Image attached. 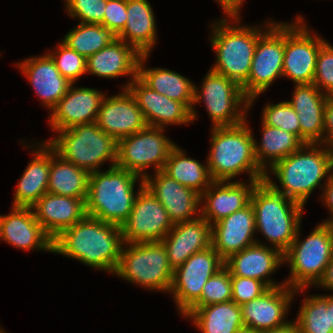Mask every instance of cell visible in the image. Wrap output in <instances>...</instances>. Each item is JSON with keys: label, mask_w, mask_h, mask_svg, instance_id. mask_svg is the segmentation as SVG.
<instances>
[{"label": "cell", "mask_w": 333, "mask_h": 333, "mask_svg": "<svg viewBox=\"0 0 333 333\" xmlns=\"http://www.w3.org/2000/svg\"><path fill=\"white\" fill-rule=\"evenodd\" d=\"M123 242L119 226L86 215L53 240V252L115 273Z\"/></svg>", "instance_id": "1"}, {"label": "cell", "mask_w": 333, "mask_h": 333, "mask_svg": "<svg viewBox=\"0 0 333 333\" xmlns=\"http://www.w3.org/2000/svg\"><path fill=\"white\" fill-rule=\"evenodd\" d=\"M245 121L234 126L213 127L207 166L213 181H229L241 172L251 180H265L267 171L257 163L254 138Z\"/></svg>", "instance_id": "2"}, {"label": "cell", "mask_w": 333, "mask_h": 333, "mask_svg": "<svg viewBox=\"0 0 333 333\" xmlns=\"http://www.w3.org/2000/svg\"><path fill=\"white\" fill-rule=\"evenodd\" d=\"M319 149L309 143L276 162L271 170L278 178L283 190L266 174L265 180L277 191L304 206L312 191L321 185V180L333 170V146ZM304 149H309L306 152Z\"/></svg>", "instance_id": "3"}, {"label": "cell", "mask_w": 333, "mask_h": 333, "mask_svg": "<svg viewBox=\"0 0 333 333\" xmlns=\"http://www.w3.org/2000/svg\"><path fill=\"white\" fill-rule=\"evenodd\" d=\"M138 175L117 166L89 173L86 214L119 227L129 217Z\"/></svg>", "instance_id": "4"}, {"label": "cell", "mask_w": 333, "mask_h": 333, "mask_svg": "<svg viewBox=\"0 0 333 333\" xmlns=\"http://www.w3.org/2000/svg\"><path fill=\"white\" fill-rule=\"evenodd\" d=\"M250 203L256 230L284 254L297 235L304 206L277 192L266 180L256 184Z\"/></svg>", "instance_id": "5"}, {"label": "cell", "mask_w": 333, "mask_h": 333, "mask_svg": "<svg viewBox=\"0 0 333 333\" xmlns=\"http://www.w3.org/2000/svg\"><path fill=\"white\" fill-rule=\"evenodd\" d=\"M57 133L58 137L47 144L62 159L88 173L98 171L106 160L112 161V167L116 166L118 142L96 123L76 125Z\"/></svg>", "instance_id": "6"}, {"label": "cell", "mask_w": 333, "mask_h": 333, "mask_svg": "<svg viewBox=\"0 0 333 333\" xmlns=\"http://www.w3.org/2000/svg\"><path fill=\"white\" fill-rule=\"evenodd\" d=\"M298 235L299 229L289 249L283 254V261L291 265V276L285 284L302 290L310 284L317 285L333 257V227L325 221L302 242H299Z\"/></svg>", "instance_id": "7"}, {"label": "cell", "mask_w": 333, "mask_h": 333, "mask_svg": "<svg viewBox=\"0 0 333 333\" xmlns=\"http://www.w3.org/2000/svg\"><path fill=\"white\" fill-rule=\"evenodd\" d=\"M226 19L216 23L211 39L217 62L211 68L242 87L250 74L256 43L264 33L256 27L227 25ZM262 32V33H261Z\"/></svg>", "instance_id": "8"}, {"label": "cell", "mask_w": 333, "mask_h": 333, "mask_svg": "<svg viewBox=\"0 0 333 333\" xmlns=\"http://www.w3.org/2000/svg\"><path fill=\"white\" fill-rule=\"evenodd\" d=\"M122 247L116 275L146 288L170 291L173 273L162 241L130 243Z\"/></svg>", "instance_id": "9"}, {"label": "cell", "mask_w": 333, "mask_h": 333, "mask_svg": "<svg viewBox=\"0 0 333 333\" xmlns=\"http://www.w3.org/2000/svg\"><path fill=\"white\" fill-rule=\"evenodd\" d=\"M163 130L147 126L141 131L120 139L116 166L137 174L141 178L147 176L143 171L151 165L155 167V172L163 170L168 156L176 146L162 134Z\"/></svg>", "instance_id": "10"}, {"label": "cell", "mask_w": 333, "mask_h": 333, "mask_svg": "<svg viewBox=\"0 0 333 333\" xmlns=\"http://www.w3.org/2000/svg\"><path fill=\"white\" fill-rule=\"evenodd\" d=\"M202 85L201 93L194 87L193 103L205 101L214 127L234 126L246 121L245 111L250 107V100L236 82L210 69ZM242 103L245 104L243 111L238 109Z\"/></svg>", "instance_id": "11"}, {"label": "cell", "mask_w": 333, "mask_h": 333, "mask_svg": "<svg viewBox=\"0 0 333 333\" xmlns=\"http://www.w3.org/2000/svg\"><path fill=\"white\" fill-rule=\"evenodd\" d=\"M267 29L268 32L258 38L250 74L241 87L250 100V107L256 96L263 93L275 78L283 76L284 23H272Z\"/></svg>", "instance_id": "12"}, {"label": "cell", "mask_w": 333, "mask_h": 333, "mask_svg": "<svg viewBox=\"0 0 333 333\" xmlns=\"http://www.w3.org/2000/svg\"><path fill=\"white\" fill-rule=\"evenodd\" d=\"M124 244L161 241L173 228L169 215L157 198L141 185L135 197L132 211L121 225Z\"/></svg>", "instance_id": "13"}, {"label": "cell", "mask_w": 333, "mask_h": 333, "mask_svg": "<svg viewBox=\"0 0 333 333\" xmlns=\"http://www.w3.org/2000/svg\"><path fill=\"white\" fill-rule=\"evenodd\" d=\"M223 266L224 260L211 246L191 255L174 270L170 292L182 315L200 299L207 280Z\"/></svg>", "instance_id": "14"}, {"label": "cell", "mask_w": 333, "mask_h": 333, "mask_svg": "<svg viewBox=\"0 0 333 333\" xmlns=\"http://www.w3.org/2000/svg\"><path fill=\"white\" fill-rule=\"evenodd\" d=\"M302 20L298 17L295 24L284 23L283 76L292 79L296 85L313 83L317 54L325 43L321 38L311 36L301 25Z\"/></svg>", "instance_id": "15"}, {"label": "cell", "mask_w": 333, "mask_h": 333, "mask_svg": "<svg viewBox=\"0 0 333 333\" xmlns=\"http://www.w3.org/2000/svg\"><path fill=\"white\" fill-rule=\"evenodd\" d=\"M297 289L288 287L285 283L278 287L268 288L258 298L241 305L244 327L259 332L270 331L282 327L283 317Z\"/></svg>", "instance_id": "16"}, {"label": "cell", "mask_w": 333, "mask_h": 333, "mask_svg": "<svg viewBox=\"0 0 333 333\" xmlns=\"http://www.w3.org/2000/svg\"><path fill=\"white\" fill-rule=\"evenodd\" d=\"M124 89L132 95L150 127L164 129L166 124H188L192 121L191 111L183 103L156 92L138 76Z\"/></svg>", "instance_id": "17"}, {"label": "cell", "mask_w": 333, "mask_h": 333, "mask_svg": "<svg viewBox=\"0 0 333 333\" xmlns=\"http://www.w3.org/2000/svg\"><path fill=\"white\" fill-rule=\"evenodd\" d=\"M95 123L117 142L148 126L142 111L127 89L116 96L107 99L104 97Z\"/></svg>", "instance_id": "18"}, {"label": "cell", "mask_w": 333, "mask_h": 333, "mask_svg": "<svg viewBox=\"0 0 333 333\" xmlns=\"http://www.w3.org/2000/svg\"><path fill=\"white\" fill-rule=\"evenodd\" d=\"M154 179L144 177V186L157 198L174 224L194 220L201 195L170 178L162 170L155 172ZM191 217V218H190Z\"/></svg>", "instance_id": "19"}, {"label": "cell", "mask_w": 333, "mask_h": 333, "mask_svg": "<svg viewBox=\"0 0 333 333\" xmlns=\"http://www.w3.org/2000/svg\"><path fill=\"white\" fill-rule=\"evenodd\" d=\"M255 231V213L250 203L211 225V246L226 260L230 255L257 243L252 237Z\"/></svg>", "instance_id": "20"}, {"label": "cell", "mask_w": 333, "mask_h": 333, "mask_svg": "<svg viewBox=\"0 0 333 333\" xmlns=\"http://www.w3.org/2000/svg\"><path fill=\"white\" fill-rule=\"evenodd\" d=\"M72 85L52 109L50 125L55 131L96 122L105 95L91 88L74 89Z\"/></svg>", "instance_id": "21"}, {"label": "cell", "mask_w": 333, "mask_h": 333, "mask_svg": "<svg viewBox=\"0 0 333 333\" xmlns=\"http://www.w3.org/2000/svg\"><path fill=\"white\" fill-rule=\"evenodd\" d=\"M32 209L36 220L52 240L87 215L83 199L48 192Z\"/></svg>", "instance_id": "22"}, {"label": "cell", "mask_w": 333, "mask_h": 333, "mask_svg": "<svg viewBox=\"0 0 333 333\" xmlns=\"http://www.w3.org/2000/svg\"><path fill=\"white\" fill-rule=\"evenodd\" d=\"M32 207H14L0 216V239L23 250L32 248L53 252V240L36 220Z\"/></svg>", "instance_id": "23"}, {"label": "cell", "mask_w": 333, "mask_h": 333, "mask_svg": "<svg viewBox=\"0 0 333 333\" xmlns=\"http://www.w3.org/2000/svg\"><path fill=\"white\" fill-rule=\"evenodd\" d=\"M259 181L262 180H251L248 186L242 182L229 181L227 183L226 181L224 184V181H213L201 194V200L205 198L207 202L200 209L202 210L200 216L212 225L222 218L242 210L250 204L253 189Z\"/></svg>", "instance_id": "24"}, {"label": "cell", "mask_w": 333, "mask_h": 333, "mask_svg": "<svg viewBox=\"0 0 333 333\" xmlns=\"http://www.w3.org/2000/svg\"><path fill=\"white\" fill-rule=\"evenodd\" d=\"M211 225L201 216L174 224L161 240L167 249L172 269L181 266L191 255L211 247Z\"/></svg>", "instance_id": "25"}, {"label": "cell", "mask_w": 333, "mask_h": 333, "mask_svg": "<svg viewBox=\"0 0 333 333\" xmlns=\"http://www.w3.org/2000/svg\"><path fill=\"white\" fill-rule=\"evenodd\" d=\"M294 95L288 103L298 114L301 128V141L304 144H323L324 109L326 94H323L313 83L295 85ZM322 141V142H321Z\"/></svg>", "instance_id": "26"}, {"label": "cell", "mask_w": 333, "mask_h": 333, "mask_svg": "<svg viewBox=\"0 0 333 333\" xmlns=\"http://www.w3.org/2000/svg\"><path fill=\"white\" fill-rule=\"evenodd\" d=\"M282 262H284L283 254L278 249L273 250V248L270 249L257 242L230 255L224 260V266L231 276L260 280L268 288H271L281 285H277L269 279L266 280L265 277L273 273Z\"/></svg>", "instance_id": "27"}, {"label": "cell", "mask_w": 333, "mask_h": 333, "mask_svg": "<svg viewBox=\"0 0 333 333\" xmlns=\"http://www.w3.org/2000/svg\"><path fill=\"white\" fill-rule=\"evenodd\" d=\"M43 104L51 111L68 92L71 82L63 77L49 54L29 58L19 64Z\"/></svg>", "instance_id": "28"}, {"label": "cell", "mask_w": 333, "mask_h": 333, "mask_svg": "<svg viewBox=\"0 0 333 333\" xmlns=\"http://www.w3.org/2000/svg\"><path fill=\"white\" fill-rule=\"evenodd\" d=\"M141 54L127 42L116 39L110 45L86 58V72L100 77L115 78L121 75L138 76Z\"/></svg>", "instance_id": "29"}, {"label": "cell", "mask_w": 333, "mask_h": 333, "mask_svg": "<svg viewBox=\"0 0 333 333\" xmlns=\"http://www.w3.org/2000/svg\"><path fill=\"white\" fill-rule=\"evenodd\" d=\"M127 21L117 38L133 46L141 55H149L156 42L155 17L147 0H127ZM126 41V40H128Z\"/></svg>", "instance_id": "30"}, {"label": "cell", "mask_w": 333, "mask_h": 333, "mask_svg": "<svg viewBox=\"0 0 333 333\" xmlns=\"http://www.w3.org/2000/svg\"><path fill=\"white\" fill-rule=\"evenodd\" d=\"M148 55H141L138 63V77L151 89L172 100L183 103L190 111L192 121L196 118L194 111V87L190 80L168 69H144L143 62ZM193 104V105H192Z\"/></svg>", "instance_id": "31"}, {"label": "cell", "mask_w": 333, "mask_h": 333, "mask_svg": "<svg viewBox=\"0 0 333 333\" xmlns=\"http://www.w3.org/2000/svg\"><path fill=\"white\" fill-rule=\"evenodd\" d=\"M41 148L36 151V155L18 183L14 196V207H32L48 192L50 146L44 143Z\"/></svg>", "instance_id": "32"}, {"label": "cell", "mask_w": 333, "mask_h": 333, "mask_svg": "<svg viewBox=\"0 0 333 333\" xmlns=\"http://www.w3.org/2000/svg\"><path fill=\"white\" fill-rule=\"evenodd\" d=\"M191 317L202 333H238L244 329L241 307L233 301L190 308Z\"/></svg>", "instance_id": "33"}, {"label": "cell", "mask_w": 333, "mask_h": 333, "mask_svg": "<svg viewBox=\"0 0 333 333\" xmlns=\"http://www.w3.org/2000/svg\"><path fill=\"white\" fill-rule=\"evenodd\" d=\"M56 156L58 157L55 161ZM89 173L62 159L50 147L48 193L86 200Z\"/></svg>", "instance_id": "34"}, {"label": "cell", "mask_w": 333, "mask_h": 333, "mask_svg": "<svg viewBox=\"0 0 333 333\" xmlns=\"http://www.w3.org/2000/svg\"><path fill=\"white\" fill-rule=\"evenodd\" d=\"M162 171L170 178L195 190L200 195L213 182L208 166L202 165L195 159L187 158L178 146H175L171 151Z\"/></svg>", "instance_id": "35"}, {"label": "cell", "mask_w": 333, "mask_h": 333, "mask_svg": "<svg viewBox=\"0 0 333 333\" xmlns=\"http://www.w3.org/2000/svg\"><path fill=\"white\" fill-rule=\"evenodd\" d=\"M263 124V135L260 146L254 141V153L258 165L264 170L266 166L265 157L270 161L269 166L286 158L291 153L299 150L305 144L294 134L280 128Z\"/></svg>", "instance_id": "36"}, {"label": "cell", "mask_w": 333, "mask_h": 333, "mask_svg": "<svg viewBox=\"0 0 333 333\" xmlns=\"http://www.w3.org/2000/svg\"><path fill=\"white\" fill-rule=\"evenodd\" d=\"M117 38L108 27L101 24L80 23L63 39V43L85 58L113 43Z\"/></svg>", "instance_id": "37"}, {"label": "cell", "mask_w": 333, "mask_h": 333, "mask_svg": "<svg viewBox=\"0 0 333 333\" xmlns=\"http://www.w3.org/2000/svg\"><path fill=\"white\" fill-rule=\"evenodd\" d=\"M297 316L299 333H333L330 326L328 296H313L304 299Z\"/></svg>", "instance_id": "38"}, {"label": "cell", "mask_w": 333, "mask_h": 333, "mask_svg": "<svg viewBox=\"0 0 333 333\" xmlns=\"http://www.w3.org/2000/svg\"><path fill=\"white\" fill-rule=\"evenodd\" d=\"M232 301L231 274L223 266L203 286L200 299L191 308Z\"/></svg>", "instance_id": "39"}, {"label": "cell", "mask_w": 333, "mask_h": 333, "mask_svg": "<svg viewBox=\"0 0 333 333\" xmlns=\"http://www.w3.org/2000/svg\"><path fill=\"white\" fill-rule=\"evenodd\" d=\"M262 115V123L292 133L301 140L298 114L288 102H281L274 105L268 104L263 109Z\"/></svg>", "instance_id": "40"}, {"label": "cell", "mask_w": 333, "mask_h": 333, "mask_svg": "<svg viewBox=\"0 0 333 333\" xmlns=\"http://www.w3.org/2000/svg\"><path fill=\"white\" fill-rule=\"evenodd\" d=\"M57 50L49 55L54 60L61 75L74 83L82 74L86 73V58L63 42L59 44Z\"/></svg>", "instance_id": "41"}, {"label": "cell", "mask_w": 333, "mask_h": 333, "mask_svg": "<svg viewBox=\"0 0 333 333\" xmlns=\"http://www.w3.org/2000/svg\"><path fill=\"white\" fill-rule=\"evenodd\" d=\"M68 14L79 17L80 23L101 24L107 0H66Z\"/></svg>", "instance_id": "42"}, {"label": "cell", "mask_w": 333, "mask_h": 333, "mask_svg": "<svg viewBox=\"0 0 333 333\" xmlns=\"http://www.w3.org/2000/svg\"><path fill=\"white\" fill-rule=\"evenodd\" d=\"M313 84L321 91L333 94V47L325 42L319 49ZM322 88H321V87Z\"/></svg>", "instance_id": "43"}, {"label": "cell", "mask_w": 333, "mask_h": 333, "mask_svg": "<svg viewBox=\"0 0 333 333\" xmlns=\"http://www.w3.org/2000/svg\"><path fill=\"white\" fill-rule=\"evenodd\" d=\"M232 301L241 306L258 298L268 287L260 280L241 276H231Z\"/></svg>", "instance_id": "44"}, {"label": "cell", "mask_w": 333, "mask_h": 333, "mask_svg": "<svg viewBox=\"0 0 333 333\" xmlns=\"http://www.w3.org/2000/svg\"><path fill=\"white\" fill-rule=\"evenodd\" d=\"M127 15V0H107L103 26L118 35L125 27Z\"/></svg>", "instance_id": "45"}, {"label": "cell", "mask_w": 333, "mask_h": 333, "mask_svg": "<svg viewBox=\"0 0 333 333\" xmlns=\"http://www.w3.org/2000/svg\"><path fill=\"white\" fill-rule=\"evenodd\" d=\"M324 144L329 143V147L333 146V94L326 96V105L324 109Z\"/></svg>", "instance_id": "46"}, {"label": "cell", "mask_w": 333, "mask_h": 333, "mask_svg": "<svg viewBox=\"0 0 333 333\" xmlns=\"http://www.w3.org/2000/svg\"><path fill=\"white\" fill-rule=\"evenodd\" d=\"M218 1L221 4L225 14H228V17H231L232 19H237V21H239L240 18H238V14H239V9L241 8L240 6L243 3V0H218Z\"/></svg>", "instance_id": "47"}, {"label": "cell", "mask_w": 333, "mask_h": 333, "mask_svg": "<svg viewBox=\"0 0 333 333\" xmlns=\"http://www.w3.org/2000/svg\"><path fill=\"white\" fill-rule=\"evenodd\" d=\"M327 183L324 187V194H323V198L327 204V206L329 207V210H331L330 212L332 213L333 216V173H331L329 175V177H327Z\"/></svg>", "instance_id": "48"}, {"label": "cell", "mask_w": 333, "mask_h": 333, "mask_svg": "<svg viewBox=\"0 0 333 333\" xmlns=\"http://www.w3.org/2000/svg\"><path fill=\"white\" fill-rule=\"evenodd\" d=\"M317 284L333 290V257L329 261L322 278Z\"/></svg>", "instance_id": "49"}, {"label": "cell", "mask_w": 333, "mask_h": 333, "mask_svg": "<svg viewBox=\"0 0 333 333\" xmlns=\"http://www.w3.org/2000/svg\"><path fill=\"white\" fill-rule=\"evenodd\" d=\"M262 333H299L296 322H288L286 325Z\"/></svg>", "instance_id": "50"}, {"label": "cell", "mask_w": 333, "mask_h": 333, "mask_svg": "<svg viewBox=\"0 0 333 333\" xmlns=\"http://www.w3.org/2000/svg\"><path fill=\"white\" fill-rule=\"evenodd\" d=\"M329 310V319H330V326L333 330V295H328V307Z\"/></svg>", "instance_id": "51"}, {"label": "cell", "mask_w": 333, "mask_h": 333, "mask_svg": "<svg viewBox=\"0 0 333 333\" xmlns=\"http://www.w3.org/2000/svg\"><path fill=\"white\" fill-rule=\"evenodd\" d=\"M238 333H262V332L244 328V329H241Z\"/></svg>", "instance_id": "52"}, {"label": "cell", "mask_w": 333, "mask_h": 333, "mask_svg": "<svg viewBox=\"0 0 333 333\" xmlns=\"http://www.w3.org/2000/svg\"><path fill=\"white\" fill-rule=\"evenodd\" d=\"M326 222H330L331 223V225H332V227H333V219L332 220H326Z\"/></svg>", "instance_id": "53"}]
</instances>
